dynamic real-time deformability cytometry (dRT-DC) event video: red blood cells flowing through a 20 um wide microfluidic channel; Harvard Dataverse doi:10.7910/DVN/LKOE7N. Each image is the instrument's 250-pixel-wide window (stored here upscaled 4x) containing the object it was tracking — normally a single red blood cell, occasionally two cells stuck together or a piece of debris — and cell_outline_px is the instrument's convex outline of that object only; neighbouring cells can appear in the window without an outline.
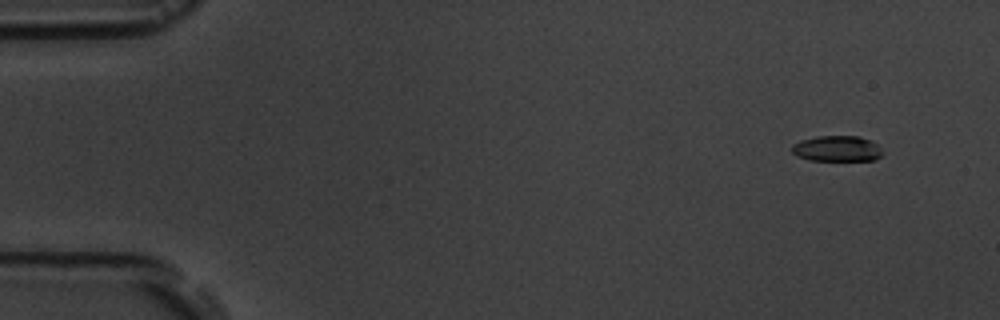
{"species": "common noctule bat (a hibernating species)", "species_latin": "Nyctalus noctula", "temperature_condition": "room temperature", "stored_images_in_passage": 16, "camera_frame_rate_fps": 3000, "um_per_image_px": 0.085, "animal": {"sex": "male", "body_mass_g": 19.5, "forearm_length_mm": 54.6}, "frame": {"image": 1, "passage_image": 1, "time_ms": 0.0, "image_size_px": [1000, 320], "cell_outline_px": [[884, 152], [880, 156], [872, 160], [808, 160], [796, 156], [792, 152], [792, 144], [800, 140], [816, 136], [860, 136], [872, 140]], "centroid_in_image_um": [71.13, 12.62], "position_along_channel_um": 13.9, "area_um2": 13.7}}
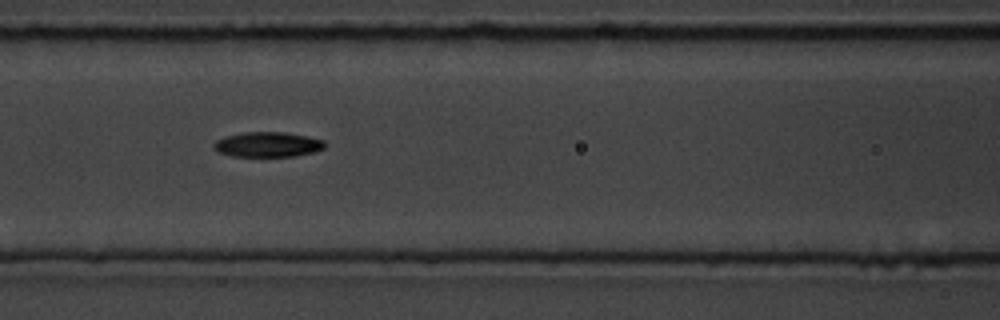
{"frame": {"image": 2, "passage_image": 7, "time_ms": 6.667, "image_size_px": [1000, 320], "cell_outline_px": [[324, 148], [316, 152], [296, 156], [232, 156], [220, 152], [212, 148], [212, 144], [216, 140], [224, 136], [244, 132], [284, 132], [308, 136], [324, 140]], "centroid_in_image_um": [22.75, 12.28], "position_along_channel_um": 143.9, "area_um2": 16.3}}
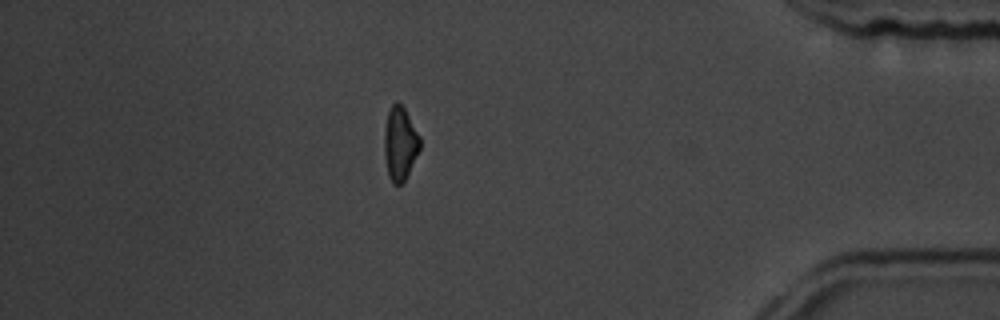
{"frame": {"image": 3, "passage_image": 14, "time_ms": 14.667, "image_size_px": [1000, 320], "cell_outline_px": [[420, 148], [404, 184], [392, 184], [388, 176], [384, 156], [384, 132], [388, 112], [392, 104], [396, 100], [404, 108], [420, 136]], "centroid_in_image_um": [33.99, 12.24], "position_along_channel_um": 401.2, "area_um2": 15.43}, "authors_computed_cell_mechanics": {"area_um2": 15.4615, "velocity_mm_per_s": 3.7241, "shape_relaxation_time_tau1_ms": 3.0813, "shape_relaxation_time_tau2_ms": null, "deformation_change_tau1": 0.1266, "deformation_change_tau2": null}}